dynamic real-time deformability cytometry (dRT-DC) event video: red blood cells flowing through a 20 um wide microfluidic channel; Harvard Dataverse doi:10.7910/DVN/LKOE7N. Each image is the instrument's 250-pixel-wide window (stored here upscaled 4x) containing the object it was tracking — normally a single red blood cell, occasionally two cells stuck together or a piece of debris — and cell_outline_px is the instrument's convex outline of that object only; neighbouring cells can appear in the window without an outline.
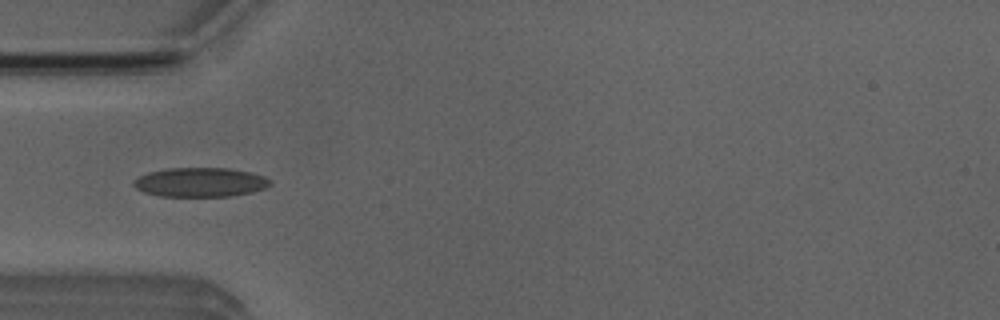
{"species": "Egyptian fruit bat (a non-hibernating species)", "species_latin": "Rousettus aegyptiacus", "temperature_condition": "room temperature", "stored_images_in_passage": 37, "camera_frame_rate_fps": 3000, "um_per_image_px": 0.085, "animal": {"sex": "male"}, "frame": {"image": 1, "passage_image": 2, "time_ms": 0.333, "image_size_px": [1000, 320], "cell_outline_px": [[272, 184], [264, 188], [252, 192], [232, 196], [160, 196], [144, 192], [136, 188], [132, 184], [140, 176], [148, 172], [168, 168], [228, 168], [252, 172], [264, 176], [272, 180]], "centroid_in_image_um": [17.06, 15.49], "position_along_channel_um": 67.9, "area_um2": 23.29}}
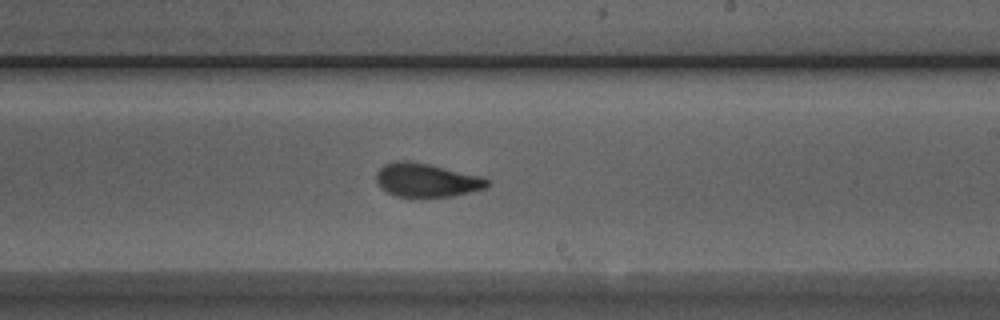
{"frame": {"image": 2, "passage_image": 16, "time_ms": 5.0, "image_size_px": [1000, 320], "cell_outline_px": [[492, 184], [488, 188], [452, 196], [396, 196], [380, 188], [376, 180], [376, 172], [384, 164], [396, 160], [408, 160], [428, 164], [480, 176], [488, 180]], "centroid_in_image_um": [36.25, 15.3], "position_along_channel_um": 252.8, "area_um2": 21.68}}
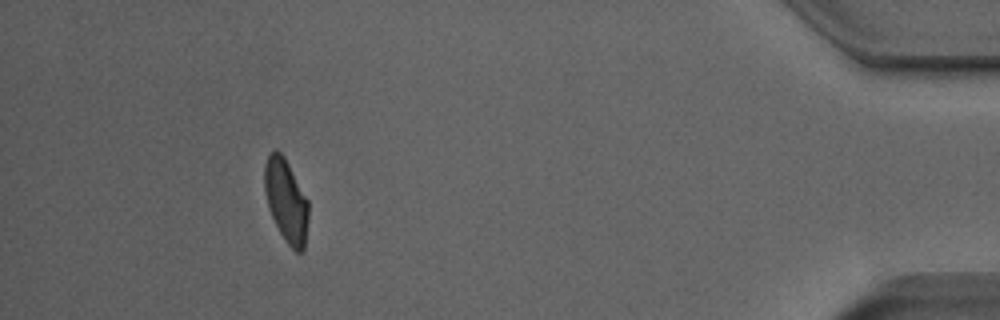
{"frame": {"image": 3, "passage_image": 33, "time_ms": 10.667, "image_size_px": [1000, 320], "cell_outline_px": [[308, 220], [304, 248], [300, 252], [296, 252], [284, 240], [268, 208], [264, 192], [264, 164], [268, 156], [276, 148], [284, 156], [308, 200]], "centroid_in_image_um": [24.31, 17.04], "position_along_channel_um": 410.9, "area_um2": 21.21}, "authors_computed_cell_mechanics": {"area_um2": 21.7328, "velocity_mm_per_s": 3.9499, "shape_relaxation_time_tau1_ms": 8.513, "shape_relaxation_time_tau2_ms": 0.9866, "deformation_change_tau1": 0.2248, "deformation_change_tau2": 0.0519}}